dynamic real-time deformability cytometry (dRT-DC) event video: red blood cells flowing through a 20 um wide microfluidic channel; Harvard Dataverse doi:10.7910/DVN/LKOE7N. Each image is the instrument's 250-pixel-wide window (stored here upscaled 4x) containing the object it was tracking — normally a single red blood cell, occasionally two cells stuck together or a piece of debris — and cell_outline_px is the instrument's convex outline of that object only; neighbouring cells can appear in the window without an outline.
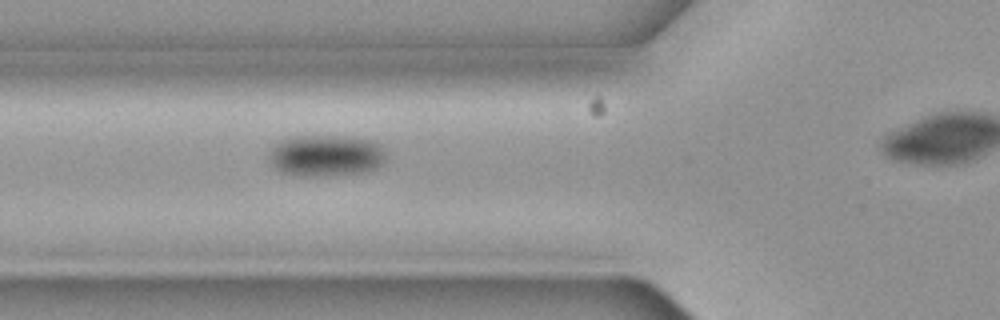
{"species": "common noctule bat (a hibernating species)", "species_latin": "Nyctalus noctula", "temperature_condition": "cold", "stored_images_in_passage": 6, "camera_frame_rate_fps": 3000, "um_per_image_px": 0.085, "animal": {"sex": "female", "body_mass_g": 19.3, "forearm_length_mm": 54.1}, "frame": {"image": 1, "passage_image": 5, "time_ms": 1.333, "image_size_px": [1000, 320], "cell_outline_px": [[384, 160], [376, 168], [364, 172], [332, 176], [300, 176], [280, 172], [272, 164], [268, 156], [268, 152], [280, 140], [288, 136], [348, 136], [372, 140], [380, 144], [384, 152]], "centroid_in_image_um": [27.67, 13.22], "position_along_channel_um": 98.1, "area_um2": 28.61}}